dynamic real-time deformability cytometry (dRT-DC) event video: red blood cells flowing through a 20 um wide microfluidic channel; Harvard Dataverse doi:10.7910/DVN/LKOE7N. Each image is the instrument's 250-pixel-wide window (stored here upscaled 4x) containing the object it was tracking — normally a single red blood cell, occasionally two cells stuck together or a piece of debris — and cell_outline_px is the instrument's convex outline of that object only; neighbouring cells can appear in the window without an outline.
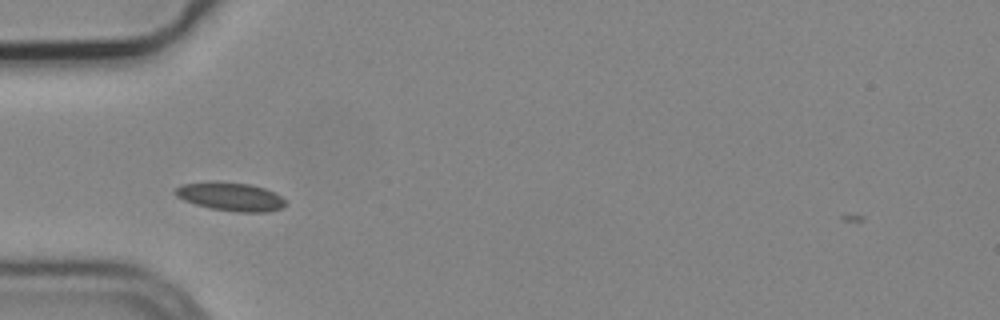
{"species": "common noctule bat (a hibernating species)", "species_latin": "Nyctalus noctula", "temperature_condition": "cold", "stored_images_in_passage": 4, "camera_frame_rate_fps": 3000, "um_per_image_px": 0.085, "animal": {"sex": "male", "body_mass_g": 19.2, "forearm_length_mm": 51.8}, "frame": {"image": 1, "passage_image": 1, "time_ms": 0.0, "image_size_px": [1000, 320], "cell_outline_px": [[288, 204], [280, 208], [268, 212], [236, 212], [212, 208], [196, 204], [184, 200], [176, 196], [172, 192], [180, 184], [212, 180], [248, 184], [264, 188], [288, 200]], "centroid_in_image_um": [19.58, 16.7], "position_along_channel_um": 65.4, "area_um2": 18.5}}
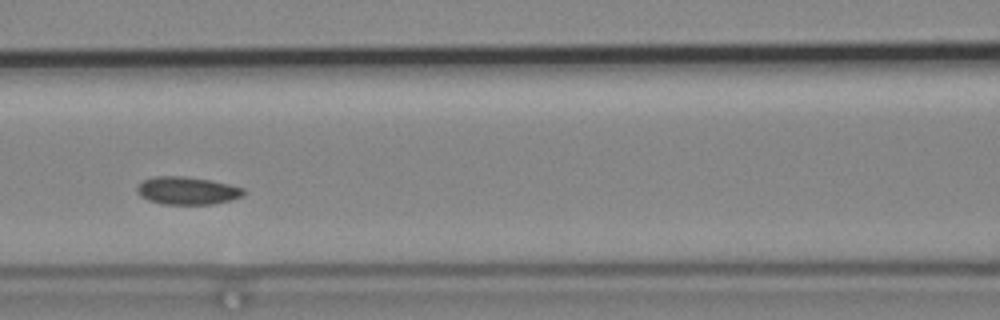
{"frame": {"image": 2, "passage_image": 3, "time_ms": 0.667, "image_size_px": [1000, 320], "cell_outline_px": [[244, 196], [232, 200], [212, 204], [160, 204], [148, 200], [140, 196], [136, 192], [136, 188], [144, 180], [156, 176], [184, 176], [208, 180], [228, 184], [244, 188]], "centroid_in_image_um": [15.91, 16.21], "position_along_channel_um": 150.7, "area_um2": 17.22}}
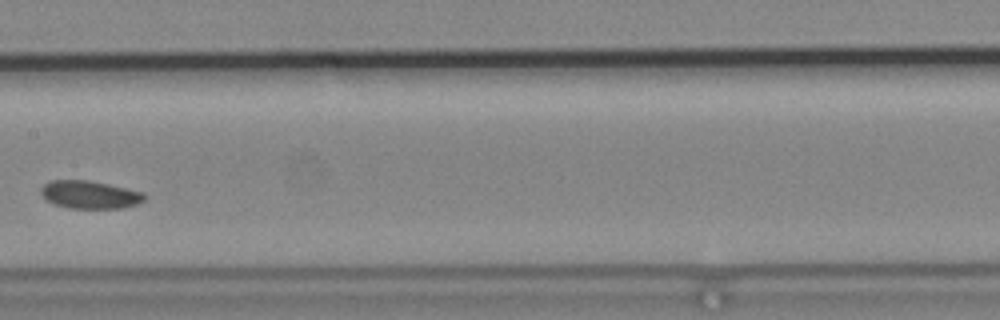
{"frame": {"image": 3, "passage_image": 4, "time_ms": 1.0, "image_size_px": [1000, 320], "cell_outline_px": [[148, 196], [144, 200], [136, 204], [124, 208], [68, 208], [44, 200], [40, 192], [40, 188], [48, 180], [88, 180], [108, 184], [144, 192]], "centroid_in_image_um": [7.62, 16.54], "position_along_channel_um": 199.8, "area_um2": 16.99}}